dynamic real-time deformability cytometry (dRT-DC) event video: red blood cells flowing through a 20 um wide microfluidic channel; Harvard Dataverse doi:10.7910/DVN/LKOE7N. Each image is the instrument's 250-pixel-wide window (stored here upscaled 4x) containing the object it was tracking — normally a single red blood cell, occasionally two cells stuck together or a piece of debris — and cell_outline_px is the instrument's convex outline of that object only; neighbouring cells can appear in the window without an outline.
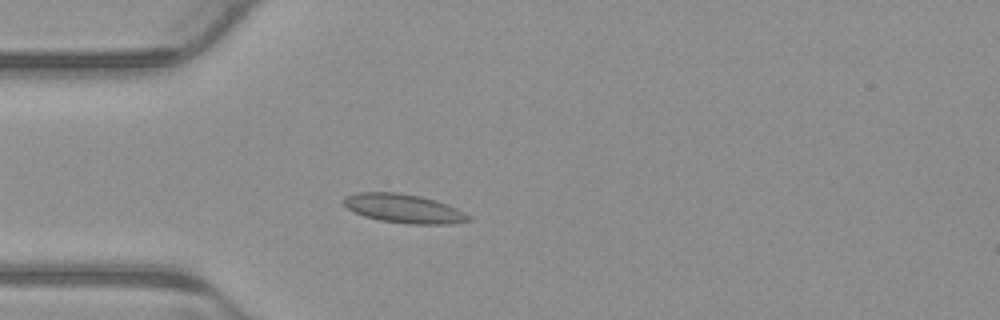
{"species": "common noctule bat (a hibernating species)", "species_latin": "Nyctalus noctula", "temperature_condition": "warm", "stored_images_in_passage": 4, "camera_frame_rate_fps": 3000, "um_per_image_px": 0.085, "animal": {"sex": "male", "body_mass_g": 23.1, "forearm_length_mm": 52.7}, "frame": {"image": 1, "passage_image": 4, "time_ms": 1.0, "image_size_px": [1000, 320], "cell_outline_px": [[472, 220], [452, 224], [412, 224], [380, 220], [364, 216], [348, 208], [340, 200], [344, 196], [356, 192], [396, 192], [420, 196], [436, 200], [448, 204], [472, 216]], "centroid_in_image_um": [34.33, 17.72], "position_along_channel_um": 50.7, "area_um2": 21.15}}